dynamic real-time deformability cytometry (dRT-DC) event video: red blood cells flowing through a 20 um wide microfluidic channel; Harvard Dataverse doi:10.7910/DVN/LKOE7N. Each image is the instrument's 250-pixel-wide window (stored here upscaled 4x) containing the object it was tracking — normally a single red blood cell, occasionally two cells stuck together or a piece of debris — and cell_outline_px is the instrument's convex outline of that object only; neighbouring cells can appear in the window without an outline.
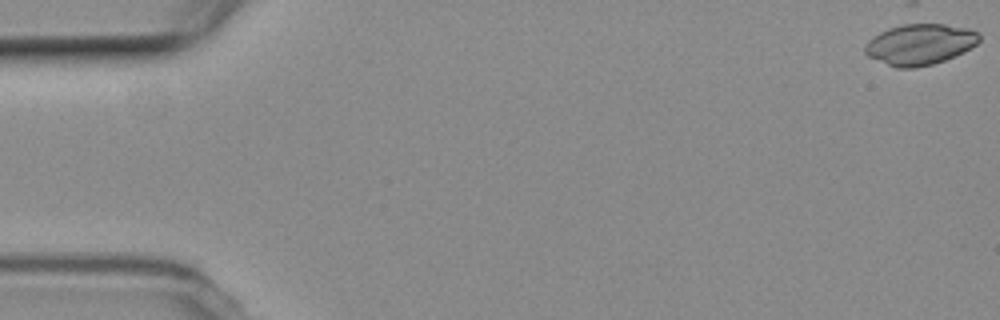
{"species": "common noctule bat (a hibernating species)", "species_latin": "Nyctalus noctula", "temperature_condition": "room temperature", "stored_images_in_passage": 41, "camera_frame_rate_fps": 3000, "um_per_image_px": 0.085, "animal": {"sex": "female", "body_mass_g": 19.3, "forearm_length_mm": 54.1}, "frame": {"image": 1, "passage_image": 1, "time_ms": 0.0, "image_size_px": [1000, 320], "cell_outline_px": [[980, 40], [976, 44], [964, 52], [944, 60], [932, 64], [916, 68], [896, 68], [868, 56], [864, 52], [864, 44], [872, 36], [888, 28], [912, 20], [916, 20], [944, 24], [968, 28], [980, 32]], "centroid_in_image_um": [78.18, 3.72], "position_along_channel_um": 6.8, "area_um2": 28.09}}